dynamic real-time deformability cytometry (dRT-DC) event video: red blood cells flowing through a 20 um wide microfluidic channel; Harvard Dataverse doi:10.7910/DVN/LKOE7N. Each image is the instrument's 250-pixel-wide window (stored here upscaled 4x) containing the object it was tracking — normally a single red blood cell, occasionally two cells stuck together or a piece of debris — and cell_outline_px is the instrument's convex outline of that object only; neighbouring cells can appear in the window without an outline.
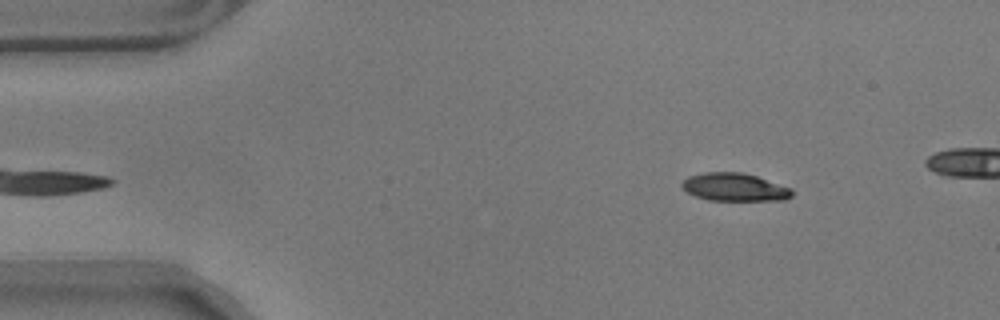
{"species": "common noctule bat (a hibernating species)", "species_latin": "Nyctalus noctula", "temperature_condition": "warm", "stored_images_in_passage": 46, "camera_frame_rate_fps": 3000, "um_per_image_px": 0.085, "animal": {"sex": "male", "body_mass_g": 17.9}, "frame": {"image": 1, "passage_image": 3, "time_ms": 0.667, "image_size_px": [1000, 320], "cell_outline_px": [[792, 196], [784, 200], [708, 200], [696, 196], [688, 192], [680, 184], [688, 176], [704, 172], [744, 172], [792, 188]], "centroid_in_image_um": [62.44, 15.9], "position_along_channel_um": 22.6, "area_um2": 17.86}}
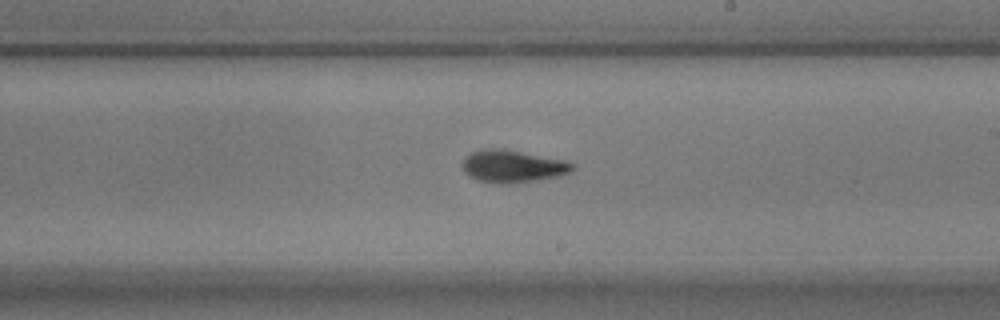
{"frame": {"image": 2, "passage_image": 28, "time_ms": 9.0, "image_size_px": [1000, 320], "cell_outline_px": [[576, 168], [572, 172], [560, 176], [540, 180], [512, 184], [496, 184], [476, 180], [468, 176], [464, 172], [460, 164], [464, 156], [472, 152], [484, 148], [504, 148], [564, 160], [576, 164]], "centroid_in_image_um": [43.56, 14.14], "position_along_channel_um": 245.4, "area_um2": 21.56}}
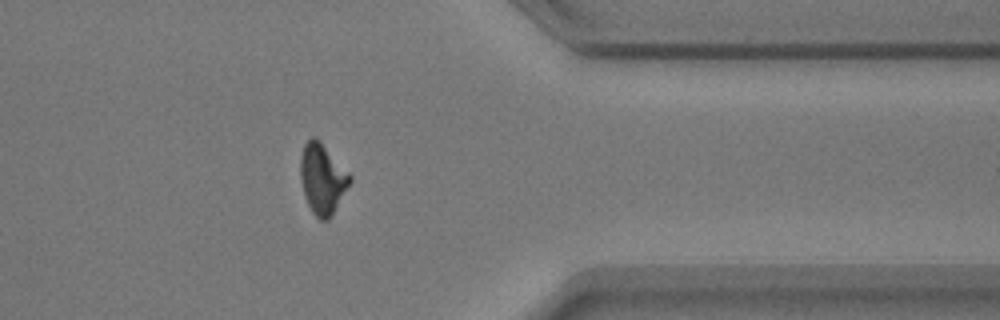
{"frame": {"image": 3, "passage_image": 41, "time_ms": 13.333, "image_size_px": [1000, 320], "cell_outline_px": [[352, 180], [332, 216], [328, 220], [320, 220], [312, 212], [308, 204], [300, 180], [300, 156], [304, 144], [312, 136], [316, 136], [320, 140], [352, 176]], "centroid_in_image_um": [27.4, 15.18], "position_along_channel_um": 384.0, "area_um2": 20.35}}